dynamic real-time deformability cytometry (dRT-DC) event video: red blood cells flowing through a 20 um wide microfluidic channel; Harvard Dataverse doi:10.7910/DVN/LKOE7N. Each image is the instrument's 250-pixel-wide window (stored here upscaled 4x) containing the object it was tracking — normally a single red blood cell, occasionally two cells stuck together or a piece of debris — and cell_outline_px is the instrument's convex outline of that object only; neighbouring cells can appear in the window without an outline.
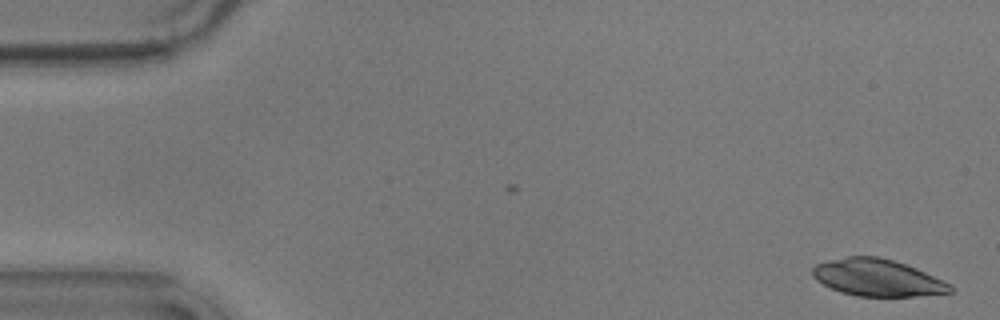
{"species": "common noctule bat (a hibernating species)", "species_latin": "Nyctalus noctula", "temperature_condition": "warm", "stored_images_in_passage": 15, "camera_frame_rate_fps": 3000, "um_per_image_px": 0.085, "animal": {"sex": "male", "body_mass_g": 17.9}, "frame": {"image": 1, "passage_image": 1, "time_ms": 0.0, "image_size_px": [1000, 320], "cell_outline_px": [[956, 292], [916, 296], [856, 296], [840, 292], [816, 280], [812, 276], [812, 268], [816, 264], [828, 260], [848, 256], [876, 256], [892, 260], [916, 268], [952, 284]], "centroid_in_image_um": [74.6, 23.61], "position_along_channel_um": 10.4, "area_um2": 29.71}}
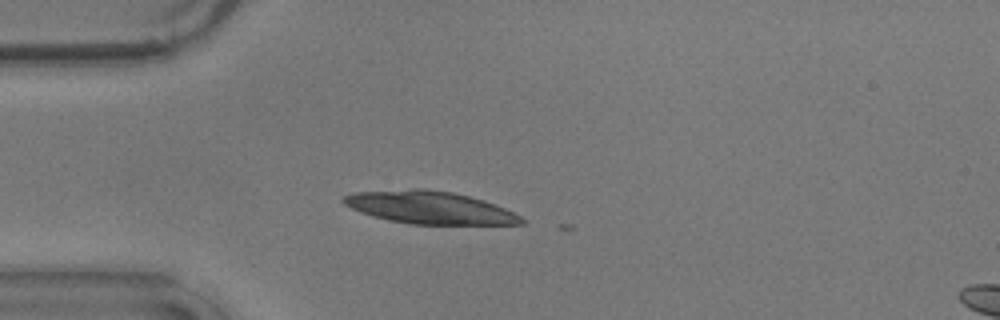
{"frame": {"image": 2, "passage_image": 14, "time_ms": 4.333, "image_size_px": [1000, 320], "cell_outline_px": [[524, 224], [408, 224], [388, 220], [372, 216], [360, 212], [344, 204], [340, 200], [344, 196], [356, 192], [412, 188], [420, 188], [452, 192], [484, 200], [504, 208], [520, 216], [524, 220]], "centroid_in_image_um": [36.48, 17.64], "position_along_channel_um": 48.5, "area_um2": 33.64}}